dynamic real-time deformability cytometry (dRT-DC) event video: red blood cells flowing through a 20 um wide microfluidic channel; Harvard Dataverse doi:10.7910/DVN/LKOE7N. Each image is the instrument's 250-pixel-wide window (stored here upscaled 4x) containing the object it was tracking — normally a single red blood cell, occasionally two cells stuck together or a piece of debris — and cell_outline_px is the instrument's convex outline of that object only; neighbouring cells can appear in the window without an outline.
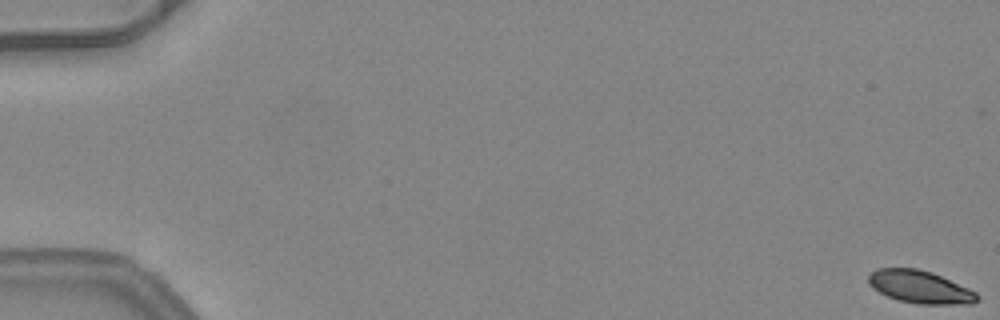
{"species": "common noctule bat (a hibernating species)", "species_latin": "Nyctalus noctula", "temperature_condition": "warm", "stored_images_in_passage": 18, "camera_frame_rate_fps": 3000, "um_per_image_px": 0.085, "animal": {"sex": "female", "body_mass_g": 24.6, "forearm_length_mm": 56.2}, "frame": {"image": 1, "passage_image": 1, "time_ms": 0.0, "image_size_px": [1000, 320], "cell_outline_px": [[980, 300], [972, 304], [920, 304], [900, 300], [888, 296], [872, 288], [868, 284], [868, 276], [876, 268], [916, 268], [932, 272], [968, 288], [976, 292], [980, 296]], "centroid_in_image_um": [78.22, 24.39], "position_along_channel_um": 6.8, "area_um2": 20.69}}